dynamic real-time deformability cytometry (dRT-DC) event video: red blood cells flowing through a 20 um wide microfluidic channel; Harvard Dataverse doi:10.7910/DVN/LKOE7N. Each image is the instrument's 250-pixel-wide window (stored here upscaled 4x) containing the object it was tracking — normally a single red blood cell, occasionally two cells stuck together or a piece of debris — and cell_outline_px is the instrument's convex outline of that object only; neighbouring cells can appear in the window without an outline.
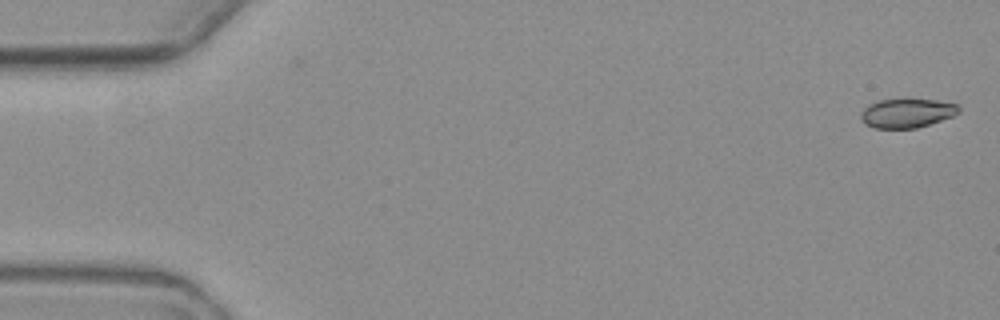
{"species": "common noctule bat (a hibernating species)", "species_latin": "Nyctalus noctula", "temperature_condition": "warm", "stored_images_in_passage": 5, "camera_frame_rate_fps": 3000, "um_per_image_px": 0.085, "animal": {"sex": "female", "body_mass_g": 19.3, "forearm_length_mm": 54.1}, "frame": {"image": 1, "passage_image": 1, "time_ms": 0.0, "image_size_px": [1000, 320], "cell_outline_px": [[960, 112], [952, 116], [916, 128], [876, 128], [864, 124], [860, 120], [860, 112], [868, 104], [880, 100], [936, 100], [956, 104], [960, 108]], "centroid_in_image_um": [77.04, 9.62], "position_along_channel_um": 8.0, "area_um2": 16.42}}
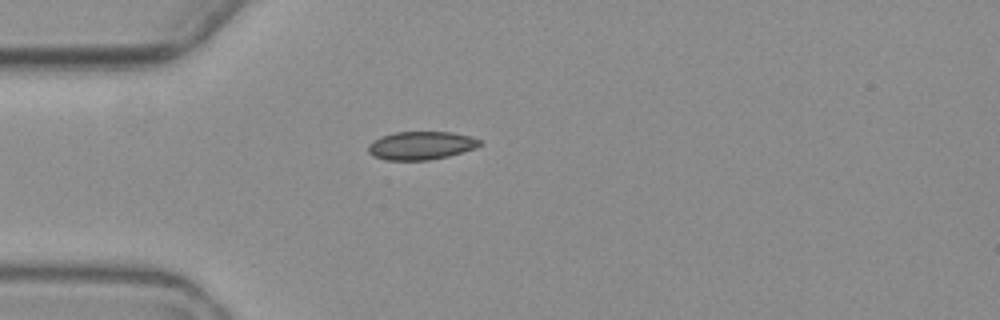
{"frame": {"image": 2, "passage_image": 5, "time_ms": 5.0, "image_size_px": [1000, 320], "cell_outline_px": [[484, 144], [476, 148], [448, 156], [428, 160], [384, 160], [372, 156], [368, 152], [368, 144], [372, 140], [380, 136], [396, 132], [452, 132], [472, 136], [480, 140]], "centroid_in_image_um": [35.78, 12.37], "position_along_channel_um": 49.2, "area_um2": 18.61}}